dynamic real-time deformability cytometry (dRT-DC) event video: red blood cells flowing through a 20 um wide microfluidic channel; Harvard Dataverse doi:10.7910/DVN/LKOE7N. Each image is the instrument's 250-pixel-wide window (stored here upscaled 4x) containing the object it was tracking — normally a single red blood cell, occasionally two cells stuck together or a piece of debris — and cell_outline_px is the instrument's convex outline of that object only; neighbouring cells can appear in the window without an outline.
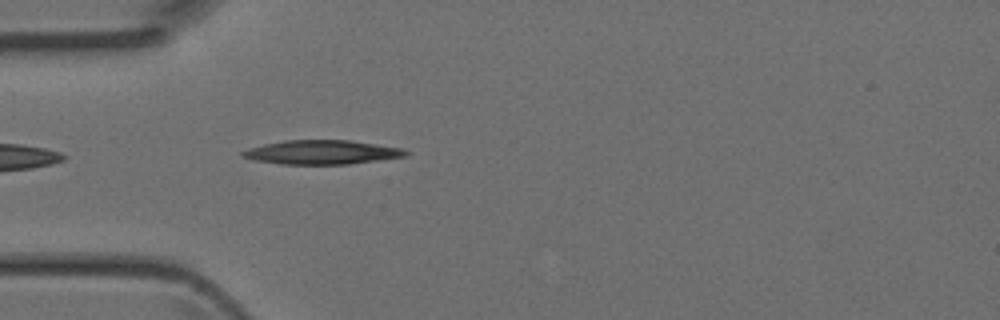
{"species": "Egyptian fruit bat (a non-hibernating species)", "species_latin": "Rousettus aegyptiacus", "temperature_condition": "room temperature", "stored_images_in_passage": 3, "camera_frame_rate_fps": 3000, "um_per_image_px": 0.085, "animal": {"sex": "female"}, "frame": {"image": 1, "passage_image": 3, "time_ms": 0.667, "image_size_px": [1000, 320], "cell_outline_px": [[412, 152], [408, 156], [348, 164], [280, 164], [256, 160], [240, 156], [240, 152], [248, 148], [264, 144], [284, 140], [352, 140], [404, 148]], "centroid_in_image_um": [27.41, 12.93], "position_along_channel_um": 57.6, "area_um2": 23.12}}